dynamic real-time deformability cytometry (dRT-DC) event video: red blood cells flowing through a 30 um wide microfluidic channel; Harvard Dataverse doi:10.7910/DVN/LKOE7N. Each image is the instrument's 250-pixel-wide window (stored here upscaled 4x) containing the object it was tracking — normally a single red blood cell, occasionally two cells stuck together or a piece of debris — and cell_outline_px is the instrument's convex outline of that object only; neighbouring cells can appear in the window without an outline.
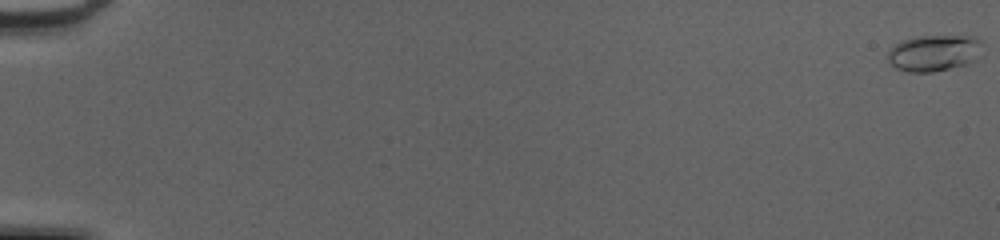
{"species": "common noctule bat (a hibernating species)", "species_latin": "Nyctalus noctula", "temperature_condition": "cold", "stored_images_in_passage": 52, "camera_frame_rate_fps": 3000, "um_per_image_px": 0.085, "animal": {"sex": "female", "body_mass_g": 20.0, "forearm_length_mm": 54.0}, "frame": {"image": 1, "passage_image": 1, "time_ms": 0.0, "image_size_px": [1000, 240], "cell_outline_px": [[984, 56], [968, 64], [932, 72], [908, 72], [896, 68], [888, 60], [888, 52], [896, 44], [904, 40], [916, 36], [976, 36], [984, 40]], "centroid_in_image_um": [79.53, 4.49], "position_along_channel_um": 5.5, "area_um2": 20.58}}
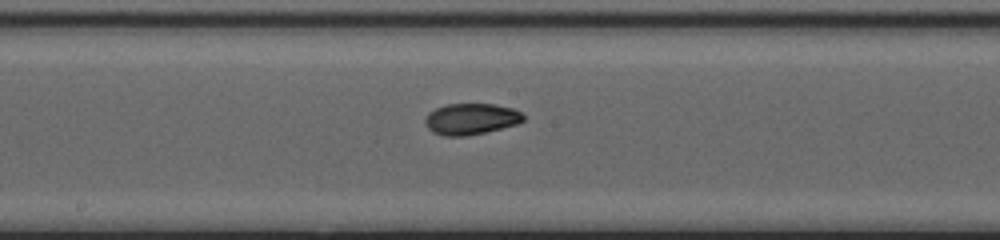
{"frame": {"image": 2, "passage_image": 30, "time_ms": 9.667, "image_size_px": [1000, 240], "cell_outline_px": [[524, 120], [516, 124], [484, 132], [464, 136], [444, 136], [432, 132], [424, 124], [424, 120], [428, 112], [436, 108], [448, 104], [496, 104], [512, 108], [520, 112], [524, 116]], "centroid_in_image_um": [39.99, 10.11], "position_along_channel_um": 208.2, "area_um2": 17.8}}
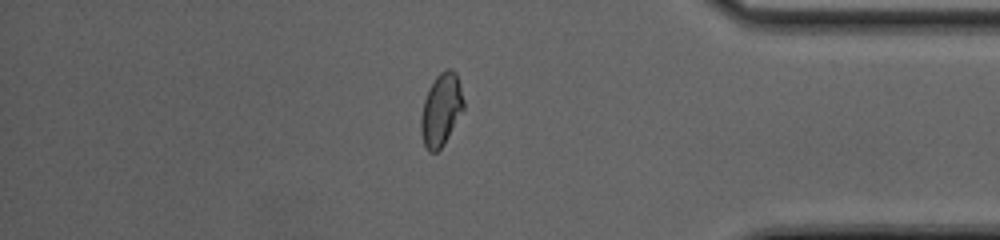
{"frame": {"image": 3, "passage_image": 45, "time_ms": 14.667, "image_size_px": [1000, 240], "cell_outline_px": [[464, 108], [444, 144], [436, 152], [428, 152], [424, 144], [420, 132], [420, 116], [424, 100], [428, 88], [436, 76], [440, 72], [448, 68], [452, 68], [456, 72], [460, 84], [464, 100]], "centroid_in_image_um": [37.48, 9.31], "position_along_channel_um": 397.7, "area_um2": 18.15}, "authors_computed_cell_mechanics": {"area_um2": 17.629, "velocity_mm_per_s": 4.2302, "shape_relaxation_time_tau1_ms": 4.641, "shape_relaxation_time_tau2_ms": 1.636, "deformation_change_tau1": 0.1705, "deformation_change_tau2": 0.056}}